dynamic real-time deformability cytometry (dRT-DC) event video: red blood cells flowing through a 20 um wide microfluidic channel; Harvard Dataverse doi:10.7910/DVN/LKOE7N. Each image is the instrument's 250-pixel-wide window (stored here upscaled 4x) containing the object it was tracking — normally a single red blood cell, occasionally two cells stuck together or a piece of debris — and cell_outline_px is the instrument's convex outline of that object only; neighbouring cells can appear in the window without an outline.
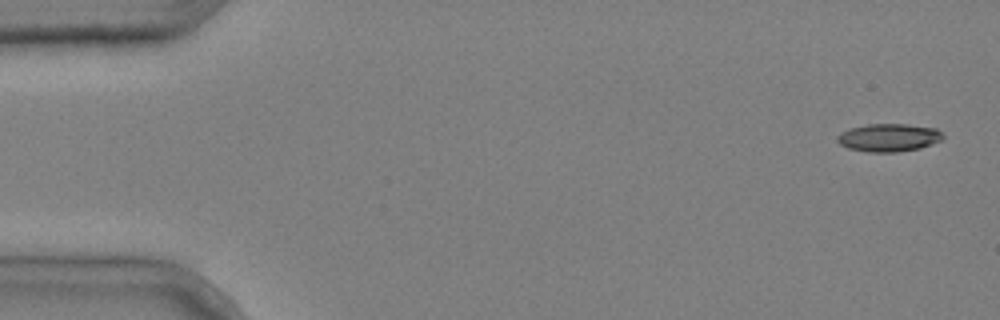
{"species": "common noctule bat (a hibernating species)", "species_latin": "Nyctalus noctula", "temperature_condition": "cold", "stored_images_in_passage": 5, "camera_frame_rate_fps": 3000, "um_per_image_px": 0.085, "animal": {"sex": "male", "body_mass_g": 20.4}, "frame": {"image": 1, "passage_image": 1, "time_ms": 0.0, "image_size_px": [1000, 320], "cell_outline_px": [[944, 136], [940, 140], [932, 144], [920, 148], [896, 152], [868, 152], [848, 148], [840, 144], [836, 140], [836, 136], [840, 132], [848, 128], [868, 124], [908, 124], [936, 128]], "centroid_in_image_um": [75.5, 11.69], "position_along_channel_um": 9.5, "area_um2": 17.28}}
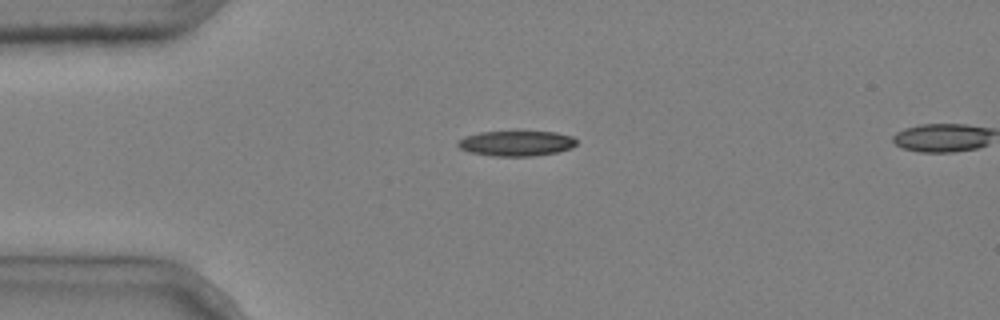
{"frame": {"image": 2, "passage_image": 4, "time_ms": 1.0, "image_size_px": [1000, 320], "cell_outline_px": [[576, 144], [572, 148], [556, 152], [532, 156], [492, 156], [468, 152], [460, 148], [456, 144], [464, 136], [480, 132], [556, 132], [572, 136], [576, 140]], "centroid_in_image_um": [43.87, 12.19], "position_along_channel_um": 41.1, "area_um2": 17.4}}
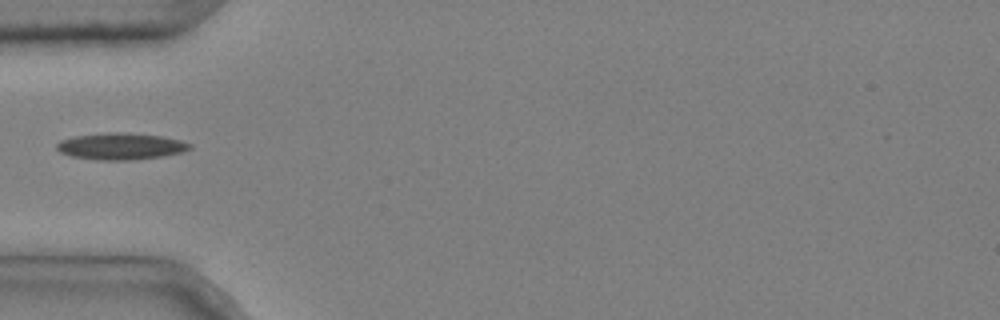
{"frame": {"image": 3, "passage_image": 5, "time_ms": 1.333, "image_size_px": [1000, 320], "cell_outline_px": [[192, 148], [180, 152], [164, 156], [132, 160], [96, 160], [72, 156], [60, 152], [56, 148], [56, 144], [60, 140], [76, 136], [108, 132], [120, 132], [160, 136], [180, 140], [192, 144]], "centroid_in_image_um": [10.26, 12.44], "position_along_channel_um": 74.7, "area_um2": 20.58}}